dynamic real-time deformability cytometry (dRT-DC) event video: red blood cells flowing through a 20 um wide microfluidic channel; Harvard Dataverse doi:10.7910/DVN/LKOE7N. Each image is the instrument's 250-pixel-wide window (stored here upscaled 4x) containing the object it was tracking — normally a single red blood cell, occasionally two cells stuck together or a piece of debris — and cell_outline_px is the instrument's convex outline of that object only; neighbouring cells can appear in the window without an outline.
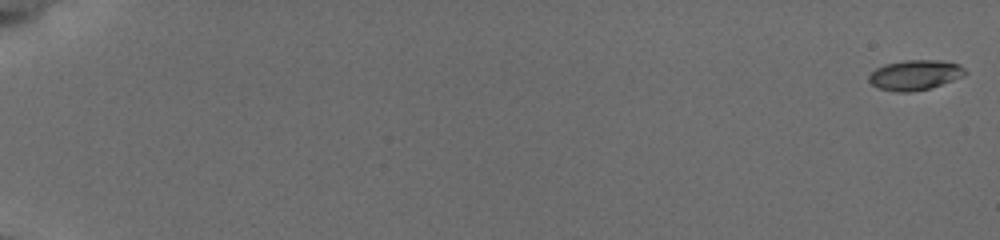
{"species": "common noctule bat (a hibernating species)", "species_latin": "Nyctalus noctula", "temperature_condition": "cold", "stored_images_in_passage": 57, "camera_frame_rate_fps": 3000, "um_per_image_px": 0.085, "animal": {"sex": "female", "body_mass_g": 19.5, "forearm_length_mm": 54.1}, "frame": {"image": 1, "passage_image": 1, "time_ms": 0.0, "image_size_px": [1000, 240], "cell_outline_px": [[968, 72], [964, 76], [928, 88], [908, 92], [896, 92], [880, 88], [872, 84], [868, 80], [868, 76], [876, 68], [884, 64], [904, 60], [940, 60], [960, 64]], "centroid_in_image_um": [77.77, 6.35], "position_along_channel_um": 7.2, "area_um2": 16.76}}
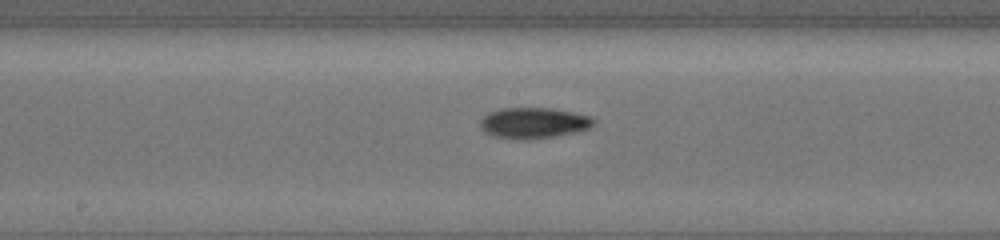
{"frame": {"image": 2, "passage_image": 33, "time_ms": 10.667, "image_size_px": [1000, 240], "cell_outline_px": [[596, 120], [588, 128], [572, 132], [552, 136], [528, 140], [516, 140], [496, 136], [484, 132], [480, 128], [480, 120], [488, 112], [500, 108], [552, 108], [592, 116]], "centroid_in_image_um": [45.31, 10.44], "position_along_channel_um": 202.9, "area_um2": 20.35}}
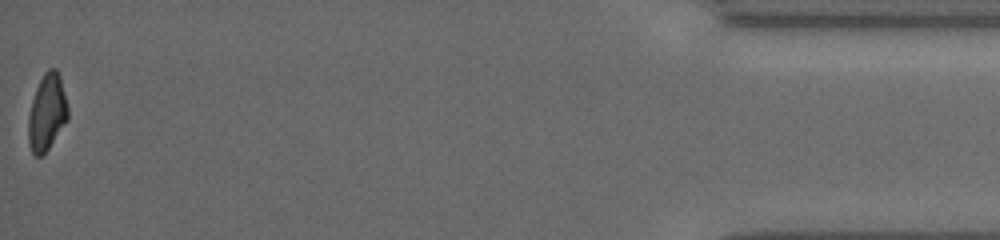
{"frame": {"image": 3, "passage_image": 57, "time_ms": 18.667, "image_size_px": [1000, 240], "cell_outline_px": [[68, 120], [48, 148], [40, 156], [36, 156], [32, 152], [28, 144], [28, 116], [32, 100], [36, 88], [44, 72], [48, 68], [56, 68], [60, 76], [68, 108]], "centroid_in_image_um": [3.99, 9.54], "position_along_channel_um": 431.2, "area_um2": 17.57}, "authors_computed_cell_mechanics": {"area_um2": 18.0914, "velocity_mm_per_s": 3.8264, "shape_relaxation_time_tau1_ms": 2.747, "shape_relaxation_time_tau2_ms": null, "deformation_change_tau1": 0.1432, "deformation_change_tau2": null}}